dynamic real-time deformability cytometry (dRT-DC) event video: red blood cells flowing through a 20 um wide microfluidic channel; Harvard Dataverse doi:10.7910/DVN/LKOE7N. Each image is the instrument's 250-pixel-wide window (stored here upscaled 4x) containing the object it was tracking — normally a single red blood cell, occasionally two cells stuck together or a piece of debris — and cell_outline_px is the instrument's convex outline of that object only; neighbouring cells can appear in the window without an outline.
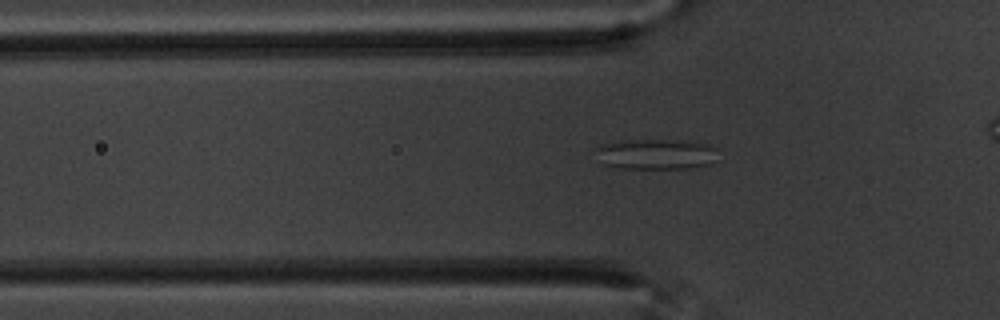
{"species": "common noctule bat (a hibernating species)", "species_latin": "Nyctalus noctula", "temperature_condition": "warm", "stored_images_in_passage": 32, "segment_of_instrument_passage": [1, 2], "camera_frame_rate_fps": 3000, "um_per_image_px": 0.085, "animal": {"sex": "male", "body_mass_g": 20.1, "forearm_length_mm": 53.5}, "frame": {"image": 1, "passage_image": 3, "time_ms": 0.667, "image_size_px": [1000, 320], "cell_outline_px": [[724, 160], [712, 164], [692, 168], [620, 168], [604, 164], [592, 148], [600, 144], [624, 140], [664, 140], [704, 144], [720, 148]], "centroid_in_image_um": [55.88, 13.11], "position_along_channel_um": 69.9, "area_um2": 22.25}}
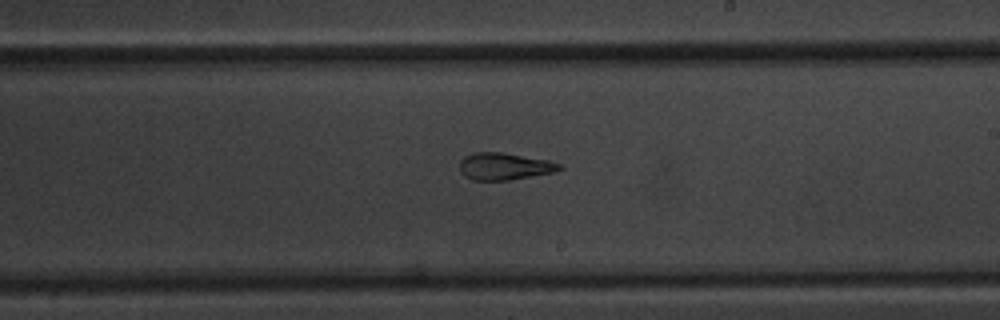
{"frame": {"image": 2, "passage_image": 18, "time_ms": 5.667, "image_size_px": [1000, 320], "cell_outline_px": [[564, 168], [556, 172], [508, 180], [472, 180], [464, 176], [460, 172], [460, 160], [464, 156], [476, 152], [504, 152], [548, 160], [560, 164]], "centroid_in_image_um": [42.88, 14.14], "position_along_channel_um": 246.1, "area_um2": 15.9}}
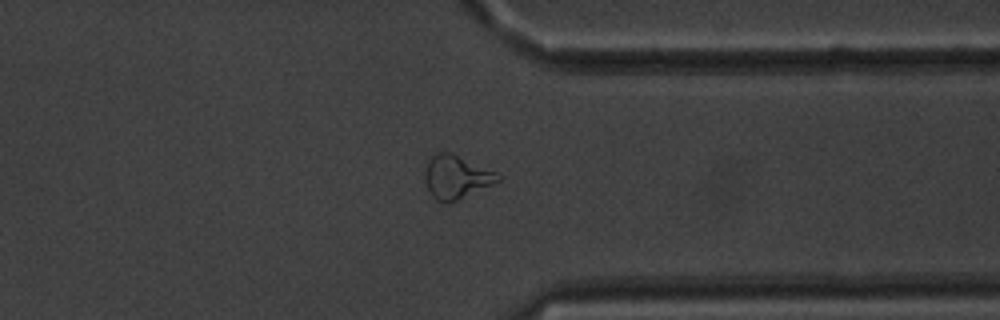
{"frame": {"image": 3, "passage_image": 29, "time_ms": 9.333, "image_size_px": [1000, 320], "cell_outline_px": [[500, 180], [492, 184], [448, 204], [444, 204], [436, 200], [432, 196], [424, 180], [424, 160], [436, 152], [452, 152], [496, 172], [500, 176]], "centroid_in_image_um": [38.7, 15.02], "position_along_channel_um": 372.7, "area_um2": 18.73}}